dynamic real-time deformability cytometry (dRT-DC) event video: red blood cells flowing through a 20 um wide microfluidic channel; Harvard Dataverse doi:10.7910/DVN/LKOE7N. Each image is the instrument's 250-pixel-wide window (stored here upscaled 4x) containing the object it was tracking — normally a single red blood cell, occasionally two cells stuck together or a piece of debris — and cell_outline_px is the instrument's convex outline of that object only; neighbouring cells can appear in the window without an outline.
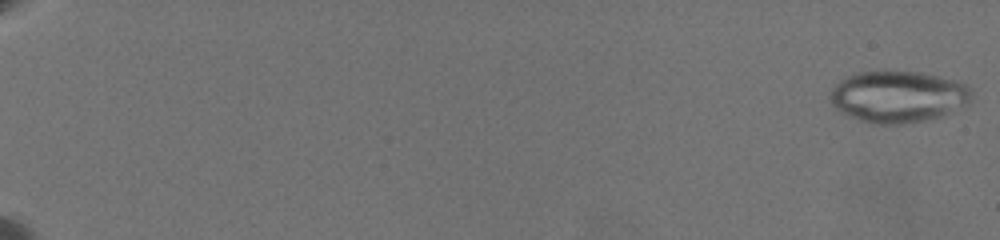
{"species": "common noctule bat (a hibernating species)", "species_latin": "Nyctalus noctula", "temperature_condition": "warm", "stored_images_in_passage": 5, "camera_frame_rate_fps": 3000, "um_per_image_px": 0.085, "animal": {"sex": "female", "body_mass_g": 19.5, "forearm_length_mm": 54.1}, "frame": {"image": 1, "passage_image": 1, "time_ms": 0.0, "image_size_px": [1000, 240], "cell_outline_px": [[972, 96], [968, 104], [964, 108], [940, 116], [924, 120], [904, 124], [872, 124], [848, 116], [840, 112], [832, 104], [832, 88], [840, 80], [856, 72], [884, 68], [888, 68], [920, 72], [956, 80], [968, 84], [972, 88]], "centroid_in_image_um": [76.37, 8.17], "position_along_channel_um": 8.6, "area_um2": 43.64}}